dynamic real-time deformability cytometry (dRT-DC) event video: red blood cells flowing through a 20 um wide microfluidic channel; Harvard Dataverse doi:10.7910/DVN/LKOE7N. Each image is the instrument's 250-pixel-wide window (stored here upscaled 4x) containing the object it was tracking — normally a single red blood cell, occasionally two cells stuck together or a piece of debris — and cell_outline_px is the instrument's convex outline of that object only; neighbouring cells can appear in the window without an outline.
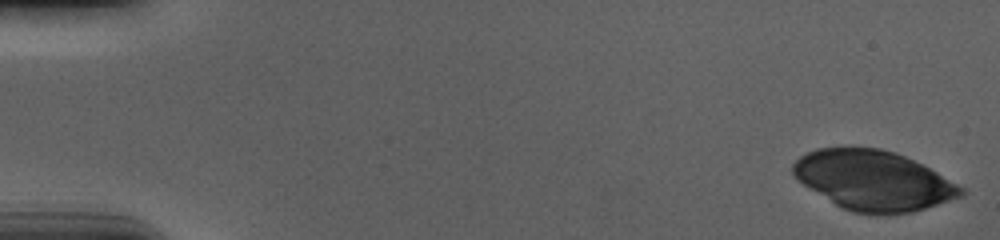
{"species": "human", "species_latin": "Homo sapiens", "temperature_condition": "cold", "stored_images_in_passage": 55, "camera_frame_rate_fps": 3000, "um_per_image_px": 0.085, "donor": {"sex": "male"}, "frame": {"image": 1, "passage_image": 1, "time_ms": 0.0, "image_size_px": [1000, 240], "cell_outline_px": [[964, 196], [912, 212], [876, 216], [852, 212], [836, 204], [796, 180], [792, 172], [792, 164], [800, 156], [816, 148], [848, 144], [880, 148], [896, 152], [936, 172], [964, 188]], "centroid_in_image_um": [74.19, 15.31], "position_along_channel_um": 10.8, "area_um2": 59.13}}
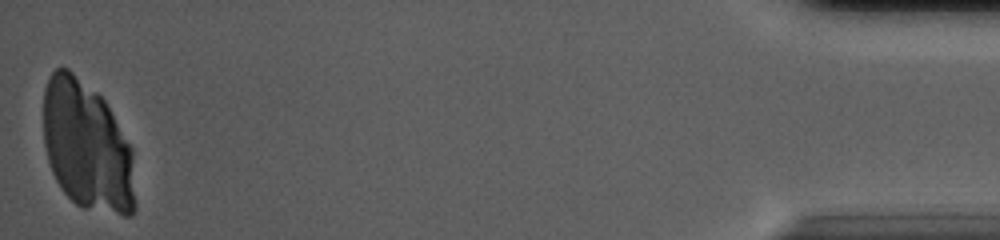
{"frame": {"image": 2, "passage_image": 55, "time_ms": 18.0, "image_size_px": [1000, 240], "cell_outline_px": [[136, 208], [132, 216], [124, 216], [84, 208], [76, 204], [60, 188], [52, 172], [48, 160], [44, 144], [44, 88], [52, 72], [56, 68], [68, 68], [96, 92], [104, 100], [132, 148], [136, 204]], "centroid_in_image_um": [7.41, 12.47], "position_along_channel_um": 427.8, "area_um2": 69.59}}